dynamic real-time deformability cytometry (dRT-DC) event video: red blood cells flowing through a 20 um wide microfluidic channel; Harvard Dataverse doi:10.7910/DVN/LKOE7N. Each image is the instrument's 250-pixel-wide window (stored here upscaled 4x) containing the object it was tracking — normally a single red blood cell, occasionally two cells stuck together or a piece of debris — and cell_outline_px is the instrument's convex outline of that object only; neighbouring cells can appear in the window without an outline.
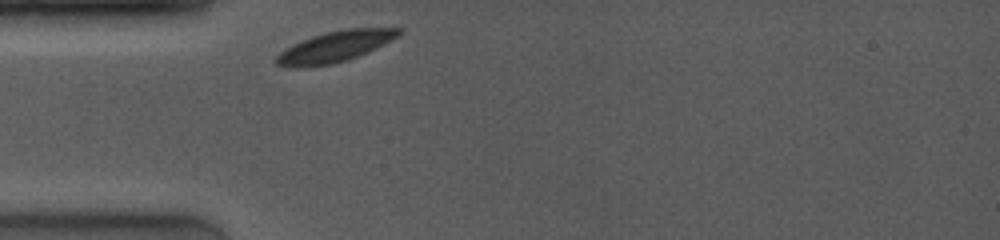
{"species": "common noctule bat (a hibernating species)", "species_latin": "Nyctalus noctula", "temperature_condition": "room temperature", "stored_images_in_passage": 31, "camera_frame_rate_fps": 4000, "um_per_image_px": 0.085, "animal": {"sex": "female", "body_mass_g": 19.0, "forearm_length_mm": 53.3}, "frame": {"image": 1, "passage_image": 1, "time_ms": 0.0, "image_size_px": [1000, 240], "cell_outline_px": [[404, 32], [356, 56], [332, 64], [300, 68], [292, 68], [276, 64], [272, 60], [284, 48], [292, 44], [312, 36], [344, 28], [400, 28]], "centroid_in_image_um": [28.34, 3.97], "position_along_channel_um": 56.7, "area_um2": 21.56}}
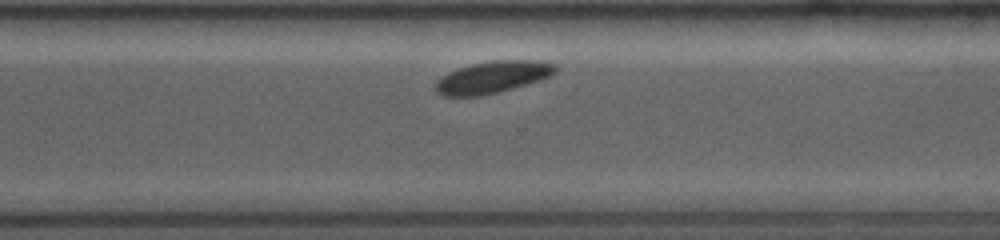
{"frame": {"image": 2, "passage_image": 25, "time_ms": 7.25, "image_size_px": [1000, 240], "cell_outline_px": [[560, 68], [556, 72], [548, 76], [524, 84], [496, 92], [480, 96], [440, 96], [436, 92], [436, 80], [448, 72], [472, 64], [492, 60], [536, 60], [556, 64]], "centroid_in_image_um": [41.84, 6.55], "position_along_channel_um": 328.8, "area_um2": 22.02}}
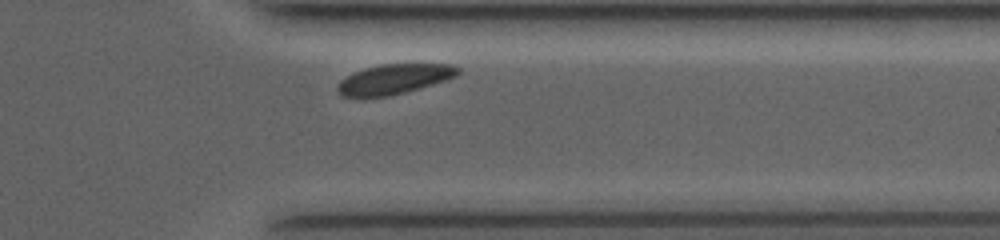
{"frame": {"image": 3, "passage_image": 29, "time_ms": 8.5, "image_size_px": [1000, 240], "cell_outline_px": [[460, 72], [456, 76], [432, 84], [404, 92], [388, 96], [340, 96], [336, 88], [340, 80], [352, 72], [364, 68], [380, 64], [452, 64], [460, 68]], "centroid_in_image_um": [33.47, 6.7], "position_along_channel_um": 377.9, "area_um2": 20.81}, "authors_computed_cell_mechanics": {"area_um2": 22.0218, "velocity_mm_per_s": 3.8244, "shape_relaxation_time_tau1_ms": 0.6581, "shape_relaxation_time_tau2_ms": null, "deformation_change_tau1": 0.0511, "deformation_change_tau2": null}}